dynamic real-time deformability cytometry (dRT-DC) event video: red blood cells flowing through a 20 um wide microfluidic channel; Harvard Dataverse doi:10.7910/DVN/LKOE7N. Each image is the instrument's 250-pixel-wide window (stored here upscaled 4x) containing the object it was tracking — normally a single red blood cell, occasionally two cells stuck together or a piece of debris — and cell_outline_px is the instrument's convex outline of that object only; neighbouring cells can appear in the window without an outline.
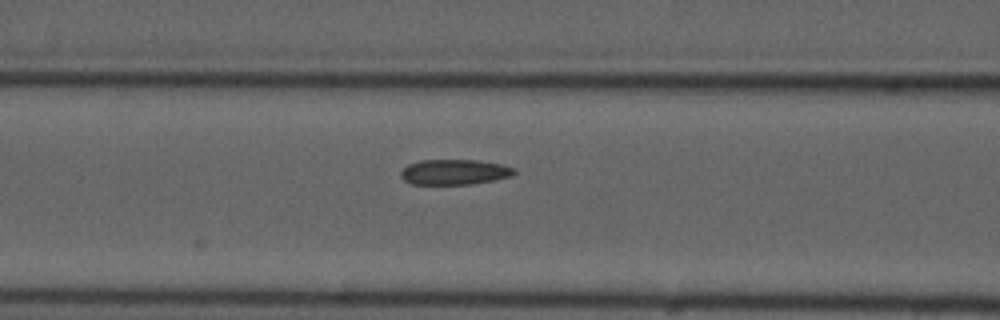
{"species": "common noctule bat (a hibernating species)", "species_latin": "Nyctalus noctula", "temperature_condition": "cold", "stored_images_in_passage": 4, "camera_frame_rate_fps": 3000, "um_per_image_px": 0.085, "animal": {"sex": "male", "forearm_length_mm": 52.5}, "frame": {"image": 1, "passage_image": 4, "time_ms": 3.333, "image_size_px": [1000, 320], "cell_outline_px": [[516, 172], [512, 176], [496, 180], [472, 184], [412, 184], [404, 180], [400, 176], [400, 172], [408, 164], [420, 160], [476, 160], [500, 164], [516, 168]], "centroid_in_image_um": [38.64, 14.62], "position_along_channel_um": 128.0, "area_um2": 16.82}}